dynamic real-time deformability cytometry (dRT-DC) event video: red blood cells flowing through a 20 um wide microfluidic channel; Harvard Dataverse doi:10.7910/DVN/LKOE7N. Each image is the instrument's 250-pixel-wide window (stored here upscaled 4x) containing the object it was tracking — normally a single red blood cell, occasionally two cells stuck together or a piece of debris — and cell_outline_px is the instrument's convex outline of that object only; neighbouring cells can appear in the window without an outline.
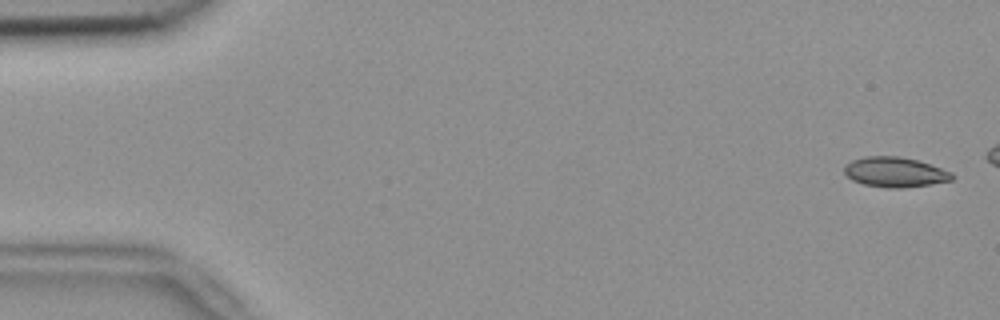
{"species": "common noctule bat (a hibernating species)", "species_latin": "Nyctalus noctula", "temperature_condition": "room temperature", "stored_images_in_passage": 3, "camera_frame_rate_fps": 3000, "um_per_image_px": 0.085, "animal": {"sex": "female", "body_mass_g": 18.4}, "frame": {"image": 1, "passage_image": 2, "time_ms": 0.333, "image_size_px": [1000, 320], "cell_outline_px": [[956, 176], [952, 180], [932, 184], [904, 188], [888, 188], [864, 184], [852, 180], [844, 172], [844, 164], [852, 160], [864, 156], [900, 156], [916, 160], [952, 172]], "centroid_in_image_um": [76.07, 14.63], "position_along_channel_um": 8.9, "area_um2": 18.9}}